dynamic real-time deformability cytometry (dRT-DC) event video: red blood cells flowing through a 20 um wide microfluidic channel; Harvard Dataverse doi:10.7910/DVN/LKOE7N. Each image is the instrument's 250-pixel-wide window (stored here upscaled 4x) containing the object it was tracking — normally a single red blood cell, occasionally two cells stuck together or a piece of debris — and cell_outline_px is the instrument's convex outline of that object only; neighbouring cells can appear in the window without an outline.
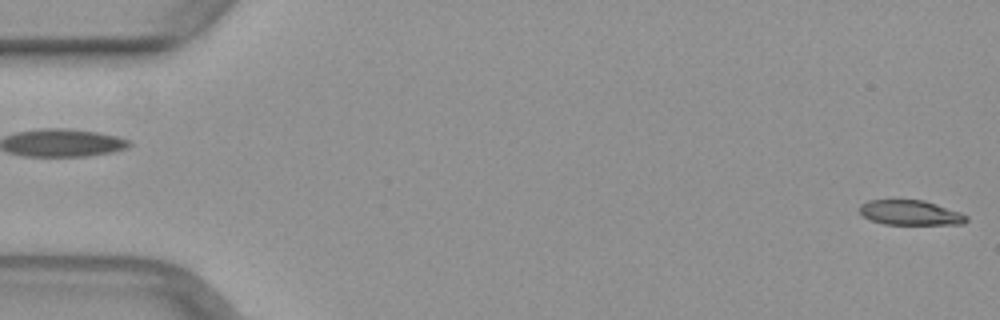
{"species": "common noctule bat (a hibernating species)", "species_latin": "Nyctalus noctula", "temperature_condition": "warm", "stored_images_in_passage": 50, "camera_frame_rate_fps": 3000, "um_per_image_px": 0.085, "animal": {"sex": "female", "body_mass_g": 29.2, "forearm_length_mm": 56.3}, "frame": {"image": 1, "passage_image": 1, "time_ms": 0.0, "image_size_px": [1000, 320], "cell_outline_px": [[968, 220], [964, 224], [884, 224], [872, 220], [864, 216], [860, 212], [860, 204], [868, 200], [924, 200], [960, 212], [968, 216]], "centroid_in_image_um": [77.4, 18.08], "position_along_channel_um": 7.6, "area_um2": 15.37}}
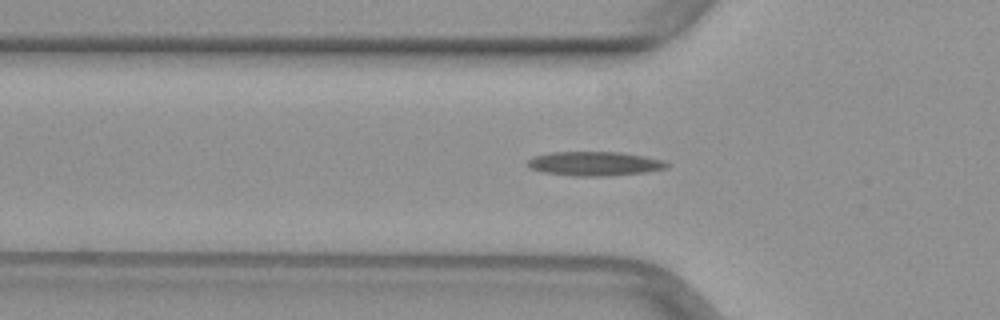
{"frame": {"image": 2, "passage_image": 17, "time_ms": 5.333, "image_size_px": [1000, 320], "cell_outline_px": [[672, 164], [668, 168], [648, 172], [608, 176], [572, 176], [544, 172], [532, 168], [528, 164], [528, 160], [532, 156], [552, 152], [620, 152], [644, 156], [664, 160]], "centroid_in_image_um": [50.61, 13.91], "position_along_channel_um": 75.2, "area_um2": 19.77}}
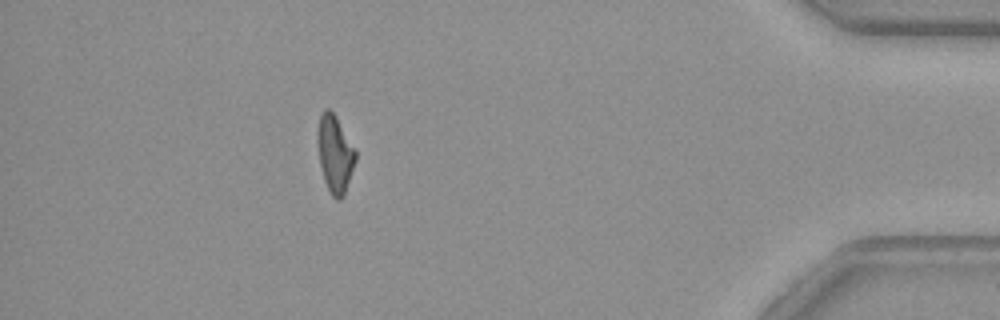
{"frame": {"image": 3, "passage_image": 45, "time_ms": 14.667, "image_size_px": [1000, 320], "cell_outline_px": [[356, 160], [344, 196], [340, 200], [336, 200], [332, 196], [324, 180], [320, 164], [316, 140], [316, 128], [320, 112], [324, 108], [328, 108], [336, 116], [356, 148]], "centroid_in_image_um": [28.45, 13.03], "position_along_channel_um": 406.7, "area_um2": 17.57}}